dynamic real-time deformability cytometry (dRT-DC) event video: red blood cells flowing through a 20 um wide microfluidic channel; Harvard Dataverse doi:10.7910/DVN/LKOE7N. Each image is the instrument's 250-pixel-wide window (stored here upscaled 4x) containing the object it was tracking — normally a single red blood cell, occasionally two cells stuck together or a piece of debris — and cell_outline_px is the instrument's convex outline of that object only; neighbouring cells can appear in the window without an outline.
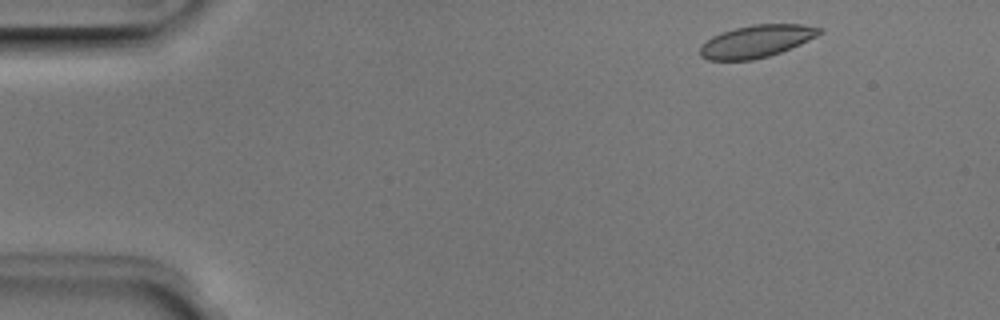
{"species": "Egyptian fruit bat (a non-hibernating species)", "species_latin": "Rousettus aegyptiacus", "temperature_condition": "room temperature", "stored_images_in_passage": 6, "camera_frame_rate_fps": 3000, "um_per_image_px": 0.085, "animal": {"sex": "male"}, "frame": {"image": 1, "passage_image": 1, "time_ms": 0.0, "image_size_px": [1000, 320], "cell_outline_px": [[824, 32], [800, 44], [780, 52], [768, 56], [752, 60], [708, 60], [700, 56], [700, 48], [712, 36], [720, 32], [752, 24], [804, 24], [824, 28]], "centroid_in_image_um": [64.33, 3.5], "position_along_channel_um": 20.7, "area_um2": 22.48}}
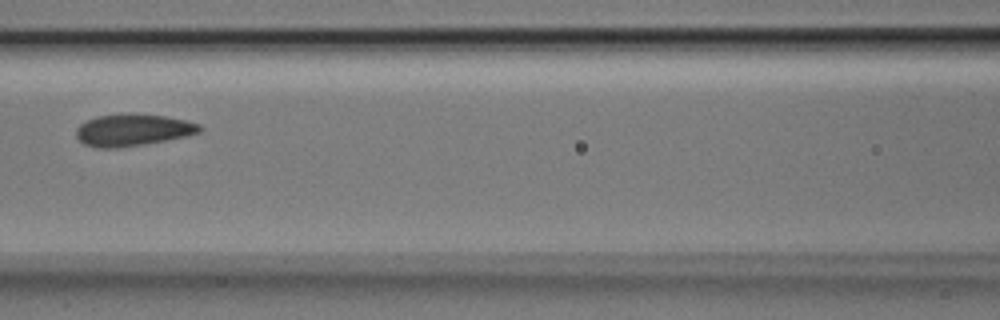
{"frame": {"image": 2, "passage_image": 5, "time_ms": 1.333, "image_size_px": [1000, 320], "cell_outline_px": [[204, 128], [200, 132], [188, 136], [144, 144], [120, 148], [96, 148], [84, 144], [76, 136], [76, 128], [80, 124], [96, 116], [164, 116], [184, 120], [200, 124]], "centroid_in_image_um": [11.3, 11.1], "position_along_channel_um": 155.3, "area_um2": 22.31}}
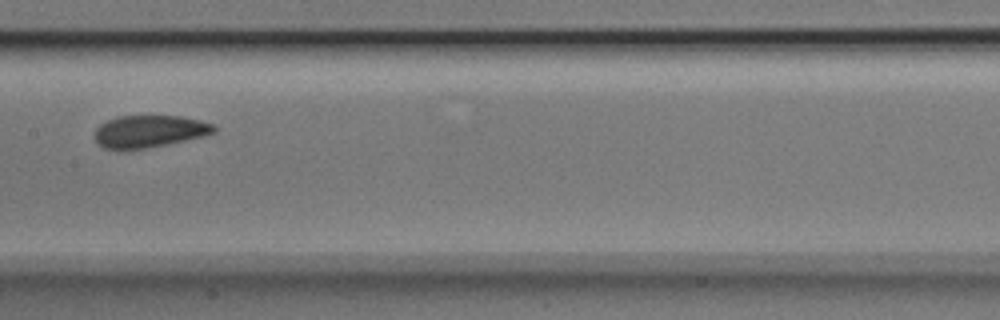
{"frame": {"image": 3, "passage_image": 6, "time_ms": 1.667, "image_size_px": [1000, 320], "cell_outline_px": [[216, 132], [204, 136], [168, 144], [124, 152], [120, 152], [104, 148], [96, 140], [96, 128], [100, 124], [116, 116], [180, 116], [200, 120], [212, 124], [216, 128]], "centroid_in_image_um": [12.67, 11.19], "position_along_channel_um": 194.7, "area_um2": 22.72}}